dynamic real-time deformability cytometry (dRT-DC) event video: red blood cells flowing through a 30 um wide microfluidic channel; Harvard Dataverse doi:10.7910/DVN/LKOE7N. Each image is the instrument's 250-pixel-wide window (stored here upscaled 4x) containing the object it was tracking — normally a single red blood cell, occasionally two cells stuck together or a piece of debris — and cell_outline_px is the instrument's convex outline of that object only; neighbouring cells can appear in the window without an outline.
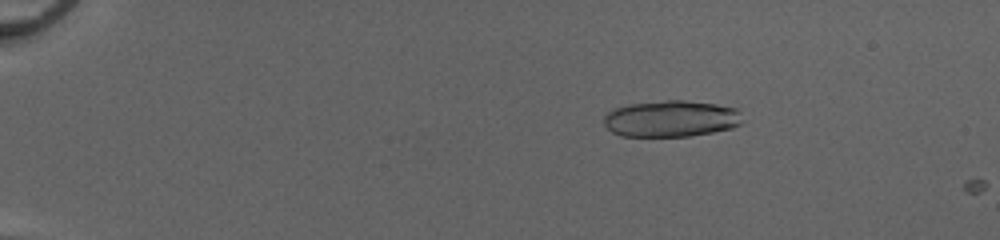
{"species": "common noctule bat (a hibernating species)", "species_latin": "Nyctalus noctula", "temperature_condition": "cold", "stored_images_in_passage": 11, "camera_frame_rate_fps": 3000, "um_per_image_px": 0.085, "animal": {"sex": "female", "body_mass_g": 20.0, "forearm_length_mm": 54.0}, "frame": {"image": 1, "passage_image": 10, "time_ms": 3.0, "image_size_px": [1000, 240], "cell_outline_px": [[740, 124], [732, 128], [712, 132], [688, 136], [620, 136], [612, 132], [604, 124], [604, 112], [628, 104], [668, 100], [684, 100], [716, 104], [736, 108], [740, 112]], "centroid_in_image_um": [57.0, 10.08], "position_along_channel_um": 28.0, "area_um2": 29.42}}